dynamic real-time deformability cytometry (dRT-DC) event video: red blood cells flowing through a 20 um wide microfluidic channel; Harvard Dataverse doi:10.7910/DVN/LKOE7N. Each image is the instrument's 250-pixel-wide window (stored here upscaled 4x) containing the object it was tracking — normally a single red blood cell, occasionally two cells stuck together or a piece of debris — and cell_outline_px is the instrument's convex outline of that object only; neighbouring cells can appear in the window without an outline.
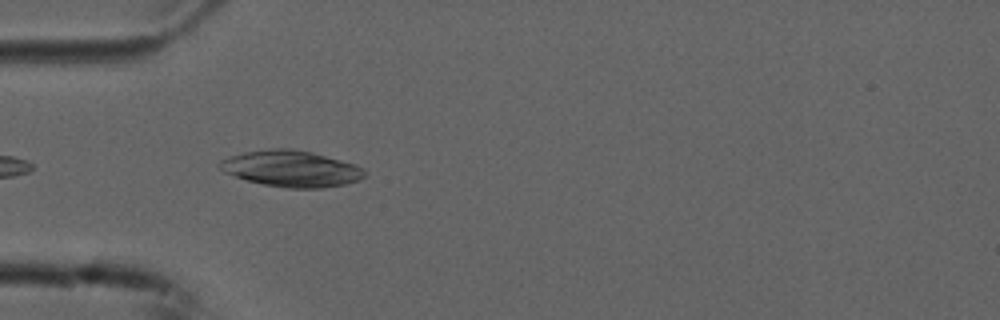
{"species": "common noctule bat (a hibernating species)", "species_latin": "Nyctalus noctula", "temperature_condition": "cold", "stored_images_in_passage": 5, "camera_frame_rate_fps": 3000, "um_per_image_px": 0.085, "animal": {"sex": "male", "forearm_length_mm": 52.5}, "frame": {"image": 1, "passage_image": 5, "time_ms": 1.333, "image_size_px": [1000, 320], "cell_outline_px": [[368, 172], [360, 180], [344, 184], [320, 188], [288, 188], [264, 184], [248, 180], [224, 172], [216, 164], [220, 160], [244, 152], [268, 148], [292, 148], [312, 152], [340, 160], [364, 168]], "centroid_in_image_um": [24.76, 14.33], "position_along_channel_um": 60.2, "area_um2": 30.46}}